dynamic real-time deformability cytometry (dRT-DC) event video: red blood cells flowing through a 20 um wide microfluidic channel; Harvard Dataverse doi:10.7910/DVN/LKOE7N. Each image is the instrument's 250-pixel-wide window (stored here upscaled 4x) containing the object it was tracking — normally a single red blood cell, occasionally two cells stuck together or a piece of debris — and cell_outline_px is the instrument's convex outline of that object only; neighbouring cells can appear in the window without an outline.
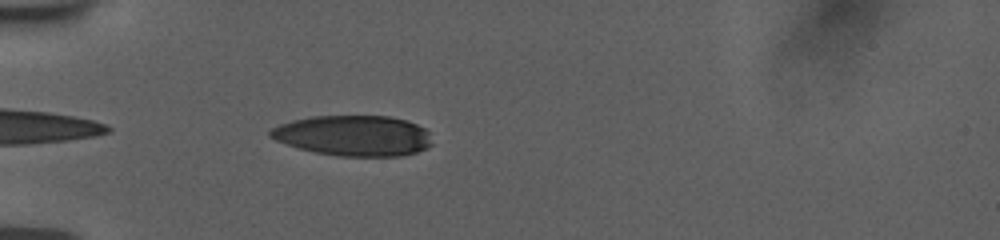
{"species": "human", "species_latin": "Homo sapiens", "temperature_condition": "room temperature", "stored_images_in_passage": 37, "camera_frame_rate_fps": 3000, "um_per_image_px": 0.085, "donor": {"sex": "female"}, "frame": {"image": 1, "passage_image": 2, "time_ms": 0.333, "image_size_px": [1000, 240], "cell_outline_px": [[432, 144], [416, 152], [400, 156], [340, 156], [316, 152], [300, 148], [276, 140], [268, 136], [268, 132], [272, 128], [280, 124], [292, 120], [312, 116], [388, 116], [408, 120], [424, 128], [428, 132]], "centroid_in_image_um": [30.05, 11.52], "position_along_channel_um": 55.0, "area_um2": 38.03}}
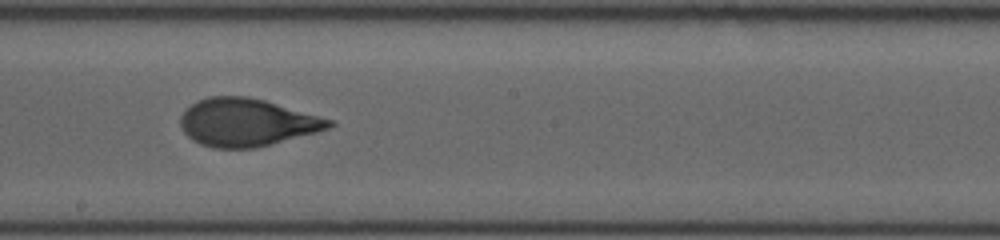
{"frame": {"image": 2, "passage_image": 17, "time_ms": 5.333, "image_size_px": [1000, 240], "cell_outline_px": [[336, 124], [328, 128], [316, 132], [256, 148], [212, 148], [200, 144], [192, 140], [184, 132], [180, 124], [180, 116], [192, 104], [208, 96], [248, 96], [264, 100], [320, 116], [332, 120]], "centroid_in_image_um": [20.96, 10.41], "position_along_channel_um": 227.2, "area_um2": 41.1}}
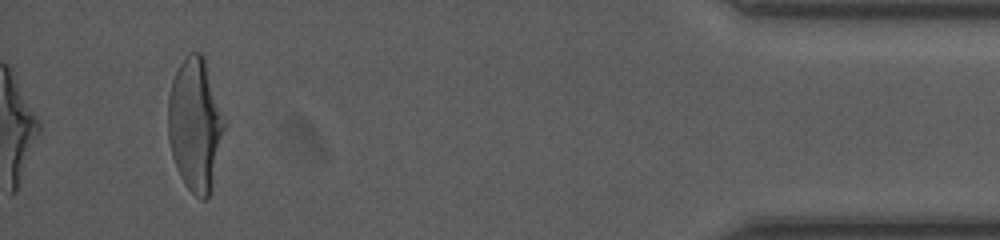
{"frame": {"image": 3, "passage_image": 37, "time_ms": 12.0, "image_size_px": [1000, 240], "cell_outline_px": [[224, 128], [212, 184], [208, 196], [204, 200], [200, 200], [184, 184], [176, 168], [172, 156], [168, 140], [168, 96], [172, 80], [184, 56], [188, 52], [200, 52], [204, 56], [224, 120]], "centroid_in_image_um": [16.55, 10.57], "position_along_channel_um": 418.6, "area_um2": 43.06}, "authors_computed_cell_mechanics": {"area_um2": 41.0958, "velocity_mm_per_s": 3.7635, "shape_relaxation_time_tau1_ms": 3.1352, "shape_relaxation_time_tau2_ms": 0.7555, "deformation_change_tau1": 0.1902, "deformation_change_tau2": 0.0702}}